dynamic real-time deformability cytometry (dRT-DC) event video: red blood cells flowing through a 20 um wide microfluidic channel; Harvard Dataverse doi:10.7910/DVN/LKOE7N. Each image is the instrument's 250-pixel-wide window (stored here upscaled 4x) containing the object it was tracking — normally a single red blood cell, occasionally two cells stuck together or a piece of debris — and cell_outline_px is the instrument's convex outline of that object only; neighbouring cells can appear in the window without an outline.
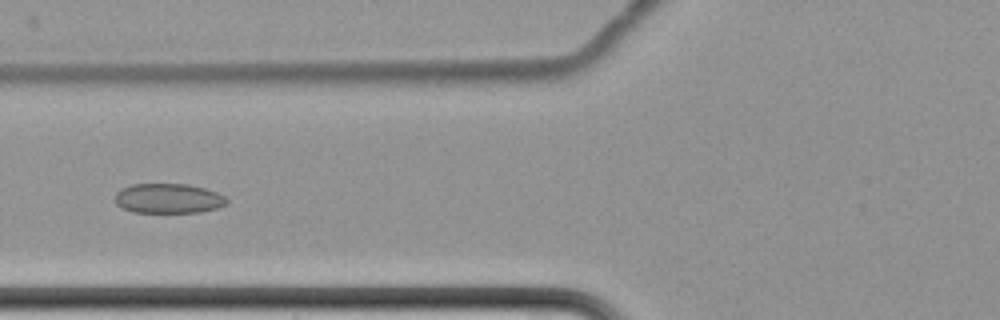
{"species": "common noctule bat (a hibernating species)", "species_latin": "Nyctalus noctula", "temperature_condition": "cold", "stored_images_in_passage": 9, "camera_frame_rate_fps": 3000, "um_per_image_px": 0.085, "animal": {"sex": "female", "body_mass_g": 22.7, "forearm_length_mm": 54.2}, "frame": {"image": 1, "passage_image": 8, "time_ms": 9.667, "image_size_px": [1000, 320], "cell_outline_px": [[228, 204], [216, 208], [200, 212], [132, 212], [120, 208], [116, 204], [116, 192], [120, 188], [132, 184], [188, 184], [204, 188], [216, 192], [224, 196], [228, 200]], "centroid_in_image_um": [14.29, 16.86], "position_along_channel_um": 111.5, "area_um2": 19.48}}
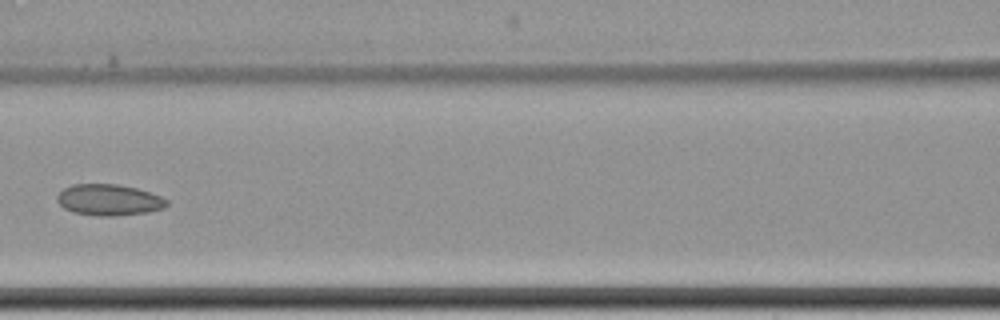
{"frame": {"image": 2, "passage_image": 9, "time_ms": 11.0, "image_size_px": [1000, 320], "cell_outline_px": [[168, 204], [164, 208], [148, 212], [116, 216], [96, 216], [72, 212], [64, 208], [56, 200], [56, 196], [64, 188], [72, 184], [120, 184], [136, 188], [160, 196], [168, 200]], "centroid_in_image_um": [9.24, 16.99], "position_along_channel_um": 157.4, "area_um2": 20.06}}